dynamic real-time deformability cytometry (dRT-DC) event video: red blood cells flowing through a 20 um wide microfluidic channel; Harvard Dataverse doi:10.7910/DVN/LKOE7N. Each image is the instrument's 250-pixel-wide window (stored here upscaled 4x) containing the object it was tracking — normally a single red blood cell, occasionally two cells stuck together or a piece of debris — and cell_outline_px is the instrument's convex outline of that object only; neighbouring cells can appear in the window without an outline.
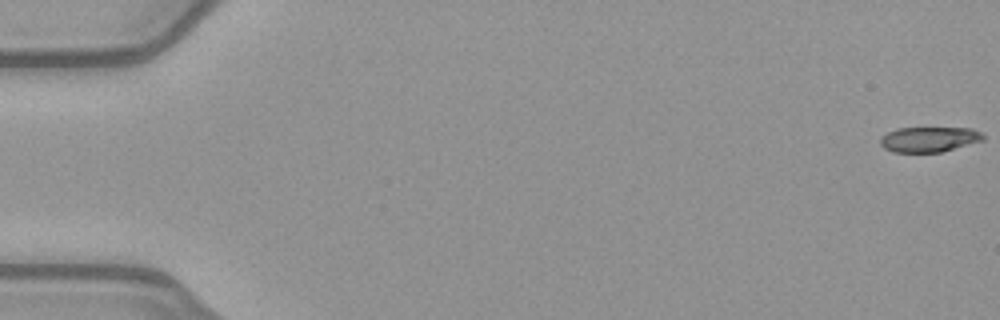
{"species": "common noctule bat (a hibernating species)", "species_latin": "Nyctalus noctula", "temperature_condition": "warm", "stored_images_in_passage": 49, "camera_frame_rate_fps": 3000, "um_per_image_px": 0.085, "animal": {"sex": "female", "body_mass_g": 21.9}, "frame": {"image": 1, "passage_image": 1, "time_ms": 0.0, "image_size_px": [1000, 320], "cell_outline_px": [[984, 140], [940, 152], [892, 152], [884, 148], [880, 144], [880, 136], [896, 128], [972, 128], [980, 132], [984, 136]], "centroid_in_image_um": [78.94, 11.84], "position_along_channel_um": 6.1, "area_um2": 15.09}}
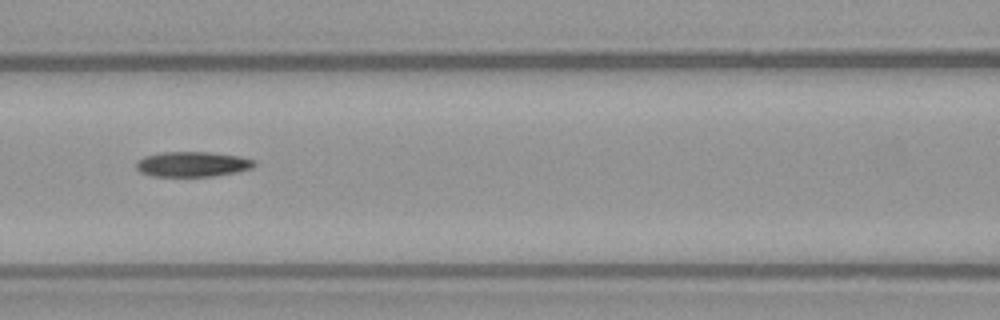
{"frame": {"image": 2, "passage_image": 24, "time_ms": 7.667, "image_size_px": [1000, 320], "cell_outline_px": [[256, 164], [252, 168], [236, 172], [212, 176], [152, 176], [140, 172], [136, 168], [136, 164], [144, 156], [160, 152], [208, 152], [240, 156], [256, 160]], "centroid_in_image_um": [16.38, 13.95], "position_along_channel_um": 150.2, "area_um2": 17.28}}
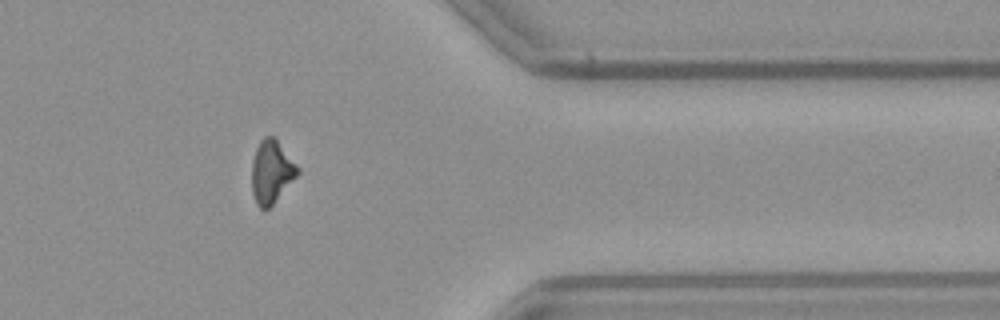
{"frame": {"image": 3, "passage_image": 43, "time_ms": 14.0, "image_size_px": [1000, 320], "cell_outline_px": [[300, 172], [272, 204], [264, 212], [256, 204], [252, 192], [252, 160], [256, 148], [260, 140], [264, 136], [276, 136], [300, 168]], "centroid_in_image_um": [23.08, 14.56], "position_along_channel_um": 388.3, "area_um2": 17.05}}